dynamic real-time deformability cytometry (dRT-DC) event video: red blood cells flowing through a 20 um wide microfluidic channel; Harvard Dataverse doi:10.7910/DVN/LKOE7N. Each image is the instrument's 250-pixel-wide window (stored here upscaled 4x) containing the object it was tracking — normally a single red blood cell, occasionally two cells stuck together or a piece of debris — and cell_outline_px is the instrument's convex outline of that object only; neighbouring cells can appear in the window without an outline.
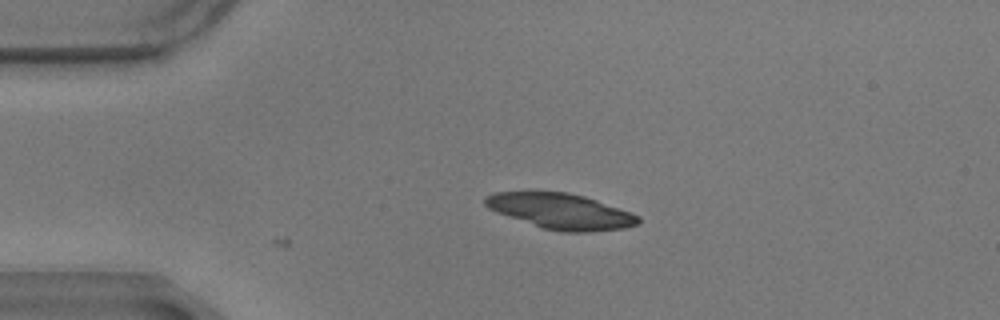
{"species": "common noctule bat (a hibernating species)", "species_latin": "Nyctalus noctula", "temperature_condition": "warm", "stored_images_in_passage": 6, "camera_frame_rate_fps": 3000, "um_per_image_px": 0.085, "animal": {"sex": "male", "body_mass_g": 17.9}, "frame": {"image": 1, "passage_image": 1, "time_ms": 0.0, "image_size_px": [1000, 320], "cell_outline_px": [[640, 224], [624, 228], [588, 232], [560, 232], [544, 228], [496, 212], [488, 208], [484, 204], [484, 196], [496, 192], [568, 192], [584, 196], [632, 212], [640, 216]], "centroid_in_image_um": [47.7, 17.96], "position_along_channel_um": 37.3, "area_um2": 31.62}}